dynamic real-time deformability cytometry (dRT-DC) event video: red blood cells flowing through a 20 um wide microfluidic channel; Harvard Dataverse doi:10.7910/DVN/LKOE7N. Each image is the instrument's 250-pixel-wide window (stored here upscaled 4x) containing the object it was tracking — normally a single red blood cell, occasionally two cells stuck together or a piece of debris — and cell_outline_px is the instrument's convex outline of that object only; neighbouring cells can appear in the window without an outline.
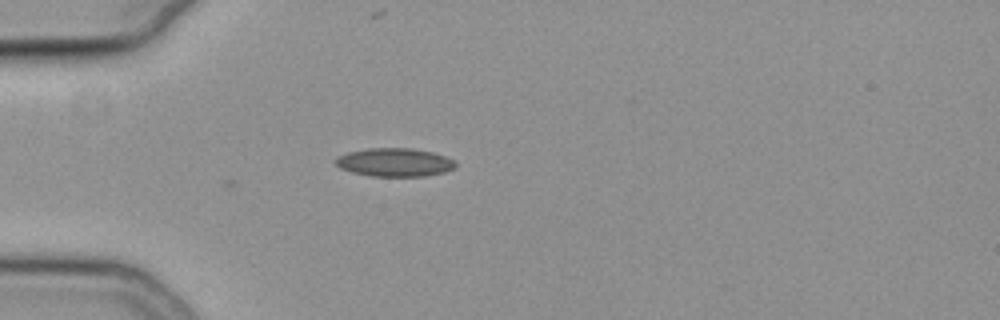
{"species": "common noctule bat (a hibernating species)", "species_latin": "Nyctalus noctula", "temperature_condition": "cold", "stored_images_in_passage": 27, "camera_frame_rate_fps": 3000, "um_per_image_px": 0.085, "animal": {"sex": "female", "body_mass_g": 19.3, "forearm_length_mm": 54.1}, "frame": {"image": 1, "passage_image": 1, "time_ms": 0.0, "image_size_px": [1000, 320], "cell_outline_px": [[456, 168], [444, 172], [424, 176], [372, 176], [352, 172], [340, 168], [332, 160], [336, 156], [348, 152], [368, 148], [412, 148], [432, 152], [456, 160]], "centroid_in_image_um": [33.53, 13.79], "position_along_channel_um": 51.5, "area_um2": 20.0}}
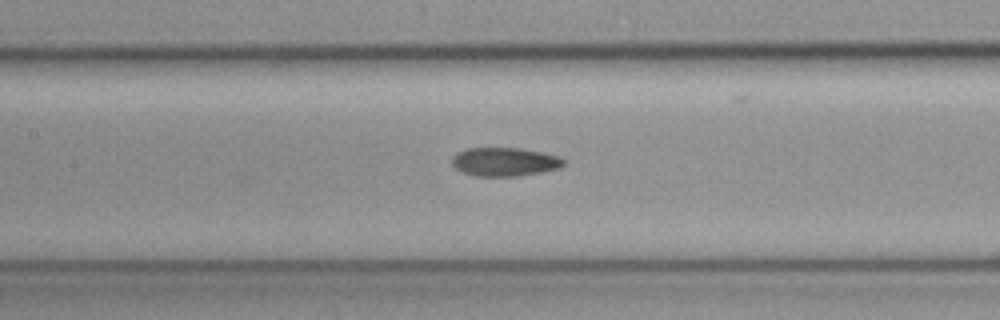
{"frame": {"image": 2, "passage_image": 11, "time_ms": 3.333, "image_size_px": [1000, 320], "cell_outline_px": [[564, 164], [560, 168], [520, 176], [476, 176], [460, 172], [452, 164], [452, 156], [468, 148], [520, 148], [560, 156], [564, 160]], "centroid_in_image_um": [42.89, 13.76], "position_along_channel_um": 164.5, "area_um2": 18.61}}
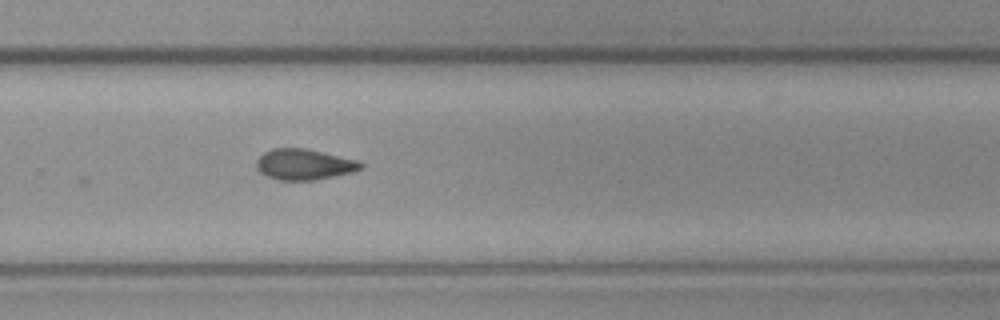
{"frame": {"image": 3, "passage_image": 22, "time_ms": 7.0, "image_size_px": [1000, 320], "cell_outline_px": [[364, 168], [352, 172], [312, 180], [280, 180], [268, 176], [260, 172], [256, 168], [256, 160], [264, 152], [272, 148], [304, 148], [324, 152], [356, 160], [364, 164]], "centroid_in_image_um": [25.84, 13.96], "position_along_channel_um": 304.0, "area_um2": 18.61}, "authors_computed_cell_mechanics": {"area_um2": 18.6116, "velocity_mm_per_s": 3.8162, "shape_relaxation_time_tau1_ms": null, "shape_relaxation_time_tau2_ms": 2.3278, "deformation_change_tau1": null, "deformation_change_tau2": 0.0819}}